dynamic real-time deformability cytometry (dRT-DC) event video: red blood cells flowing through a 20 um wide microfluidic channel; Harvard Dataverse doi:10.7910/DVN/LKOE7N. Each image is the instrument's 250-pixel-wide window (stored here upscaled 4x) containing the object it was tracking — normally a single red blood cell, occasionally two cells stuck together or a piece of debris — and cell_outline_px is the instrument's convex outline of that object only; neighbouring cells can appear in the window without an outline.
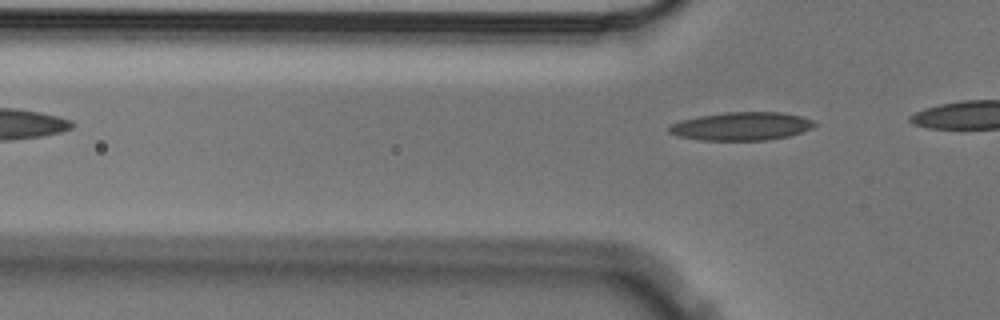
{"species": "Egyptian fruit bat (a non-hibernating species)", "species_latin": "Rousettus aegyptiacus", "temperature_condition": "cold", "stored_images_in_passage": 5, "camera_frame_rate_fps": 3000, "um_per_image_px": 0.085, "animal": {"sex": "male"}, "frame": {"image": 1, "passage_image": 5, "time_ms": 1.333, "image_size_px": [1000, 320], "cell_outline_px": [[816, 124], [812, 128], [788, 136], [768, 140], [700, 140], [676, 136], [668, 132], [668, 128], [672, 124], [680, 120], [700, 116], [724, 112], [780, 112], [800, 116], [812, 120]], "centroid_in_image_um": [62.99, 10.73], "position_along_channel_um": 62.8, "area_um2": 23.87}}